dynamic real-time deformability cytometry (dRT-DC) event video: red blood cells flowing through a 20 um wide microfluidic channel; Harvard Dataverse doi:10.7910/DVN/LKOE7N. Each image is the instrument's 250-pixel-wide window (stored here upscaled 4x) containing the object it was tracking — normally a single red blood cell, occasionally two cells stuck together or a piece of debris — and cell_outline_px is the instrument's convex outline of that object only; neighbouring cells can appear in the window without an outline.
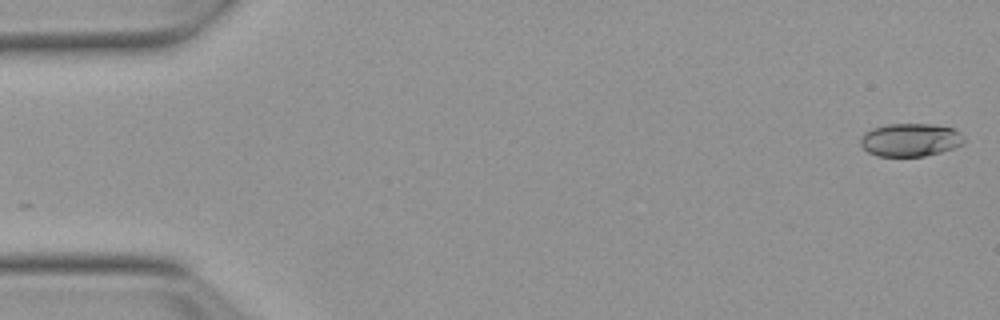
{"species": "Egyptian fruit bat (a non-hibernating species)", "species_latin": "Rousettus aegyptiacus", "temperature_condition": "warm", "stored_images_in_passage": 15, "camera_frame_rate_fps": 3000, "um_per_image_px": 0.085, "animal": {"sex": "female"}, "frame": {"image": 1, "passage_image": 1, "time_ms": 0.0, "image_size_px": [1000, 320], "cell_outline_px": [[964, 144], [940, 152], [924, 156], [876, 156], [868, 152], [860, 144], [860, 136], [864, 132], [872, 128], [888, 124], [932, 124], [956, 128], [964, 136]], "centroid_in_image_um": [77.38, 11.88], "position_along_channel_um": 7.6, "area_um2": 20.17}}
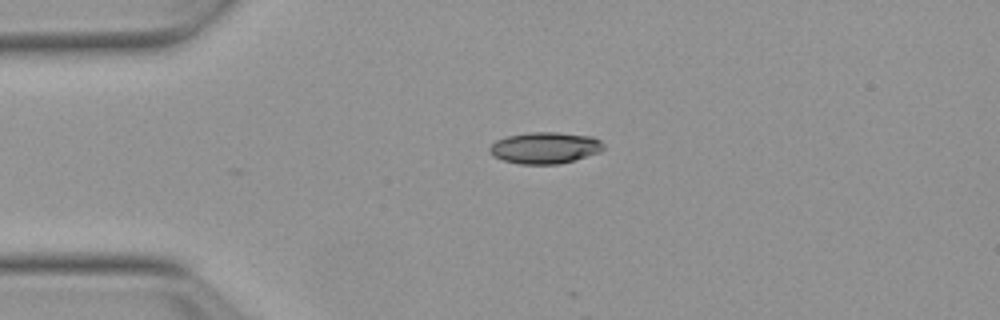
{"frame": {"image": 2, "passage_image": 12, "time_ms": 3.667, "image_size_px": [1000, 320], "cell_outline_px": [[604, 148], [600, 152], [560, 164], [520, 164], [504, 160], [492, 156], [488, 152], [488, 148], [496, 140], [508, 136], [532, 132], [556, 132], [592, 136], [600, 140], [604, 144]], "centroid_in_image_um": [46.32, 12.56], "position_along_channel_um": 38.7, "area_um2": 20.92}}